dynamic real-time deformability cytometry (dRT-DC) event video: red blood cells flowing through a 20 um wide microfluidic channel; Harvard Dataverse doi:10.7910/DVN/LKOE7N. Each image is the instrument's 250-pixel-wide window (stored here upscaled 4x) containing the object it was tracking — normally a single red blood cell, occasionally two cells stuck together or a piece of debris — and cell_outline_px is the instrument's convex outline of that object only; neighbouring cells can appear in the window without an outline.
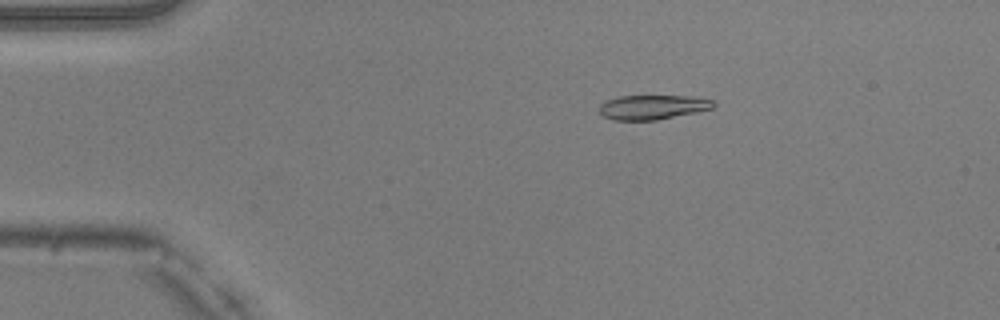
{"species": "common noctule bat (a hibernating species)", "species_latin": "Nyctalus noctula", "temperature_condition": "warm", "stored_images_in_passage": 48, "camera_frame_rate_fps": 3000, "um_per_image_px": 0.085, "animal": {"sex": "male", "body_mass_g": 20.5, "forearm_length_mm": 52.5}, "frame": {"image": 1, "passage_image": 7, "time_ms": 2.0, "image_size_px": [1000, 320], "cell_outline_px": [[716, 104], [712, 108], [696, 112], [656, 120], [612, 120], [604, 116], [600, 112], [600, 104], [604, 100], [620, 96], [692, 96], [716, 100]], "centroid_in_image_um": [55.48, 9.1], "position_along_channel_um": 29.5, "area_um2": 16.36}}
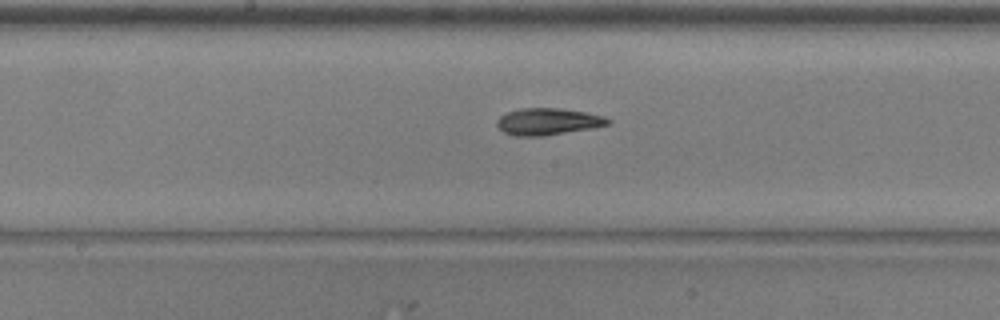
{"frame": {"image": 2, "passage_image": 24, "time_ms": 7.667, "image_size_px": [1000, 320], "cell_outline_px": [[612, 120], [608, 124], [592, 128], [544, 136], [516, 136], [504, 132], [496, 124], [496, 120], [500, 116], [508, 112], [520, 108], [560, 108], [588, 112], [604, 116]], "centroid_in_image_um": [46.58, 10.33], "position_along_channel_um": 201.6, "area_um2": 17.4}}
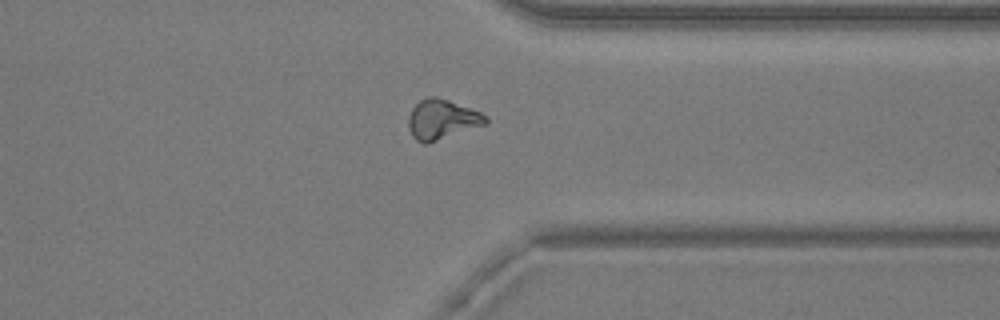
{"frame": {"image": 3, "passage_image": 37, "time_ms": 12.0, "image_size_px": [1000, 320], "cell_outline_px": [[488, 124], [428, 144], [424, 144], [416, 140], [412, 136], [408, 128], [408, 116], [412, 108], [420, 100], [428, 96], [436, 96], [448, 100], [480, 112], [488, 116]], "centroid_in_image_um": [37.57, 10.17], "position_along_channel_um": 373.8, "area_um2": 18.21}}